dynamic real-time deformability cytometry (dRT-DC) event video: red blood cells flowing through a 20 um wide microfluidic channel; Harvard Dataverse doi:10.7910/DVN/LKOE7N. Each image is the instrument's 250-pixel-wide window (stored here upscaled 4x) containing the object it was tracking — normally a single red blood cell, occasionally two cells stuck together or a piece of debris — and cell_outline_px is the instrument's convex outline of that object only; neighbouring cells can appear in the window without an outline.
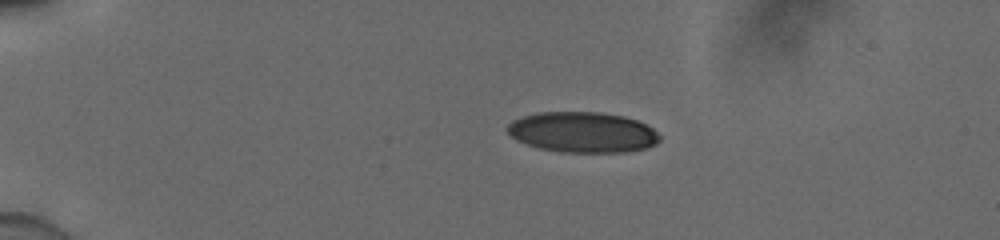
{"species": "human", "species_latin": "Homo sapiens", "temperature_condition": "cold", "stored_images_in_passage": 22, "camera_frame_rate_fps": 3000, "um_per_image_px": 0.085, "donor": {"sex": "male"}, "frame": {"image": 1, "passage_image": 1, "time_ms": 0.0, "image_size_px": [1000, 240], "cell_outline_px": [[660, 140], [656, 144], [648, 148], [624, 152], [560, 152], [540, 148], [516, 140], [508, 132], [508, 124], [512, 120], [520, 116], [536, 112], [600, 112], [624, 116], [636, 120], [652, 128], [660, 136]], "centroid_in_image_um": [49.52, 11.23], "position_along_channel_um": 35.5, "area_um2": 36.07}}
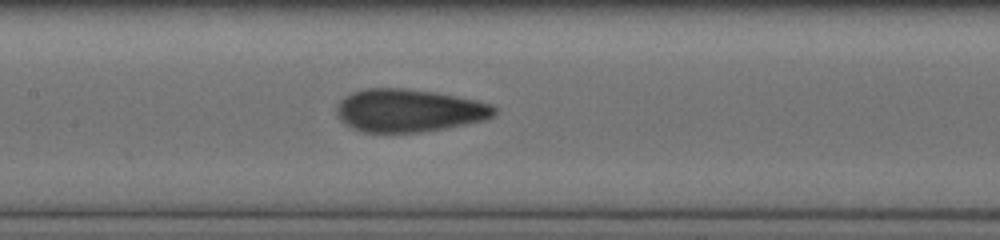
{"frame": {"image": 2, "passage_image": 13, "time_ms": 4.0, "image_size_px": [1000, 240], "cell_outline_px": [[496, 112], [492, 116], [484, 120], [444, 128], [420, 132], [364, 132], [352, 128], [344, 124], [336, 116], [336, 104], [344, 96], [352, 92], [364, 88], [404, 88], [436, 92], [476, 100], [492, 104], [496, 108]], "centroid_in_image_um": [34.7, 9.38], "position_along_channel_um": 172.7, "area_um2": 39.54}}
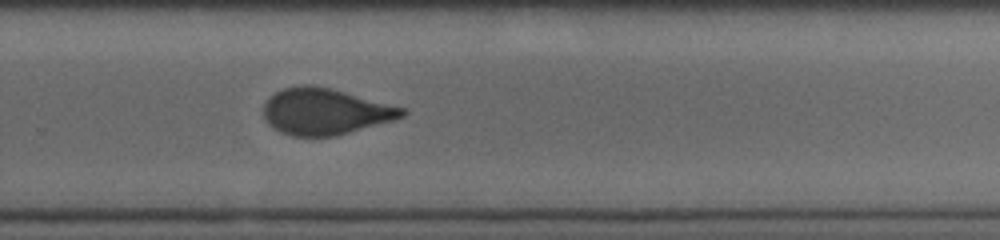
{"frame": {"image": 3, "passage_image": 22, "time_ms": 7.0, "image_size_px": [1000, 240], "cell_outline_px": [[408, 112], [404, 116], [392, 120], [336, 136], [292, 136], [280, 132], [272, 128], [264, 120], [264, 104], [276, 92], [284, 88], [300, 84], [312, 84], [408, 108]], "centroid_in_image_um": [27.63, 9.48], "position_along_channel_um": 302.2, "area_um2": 37.34}}